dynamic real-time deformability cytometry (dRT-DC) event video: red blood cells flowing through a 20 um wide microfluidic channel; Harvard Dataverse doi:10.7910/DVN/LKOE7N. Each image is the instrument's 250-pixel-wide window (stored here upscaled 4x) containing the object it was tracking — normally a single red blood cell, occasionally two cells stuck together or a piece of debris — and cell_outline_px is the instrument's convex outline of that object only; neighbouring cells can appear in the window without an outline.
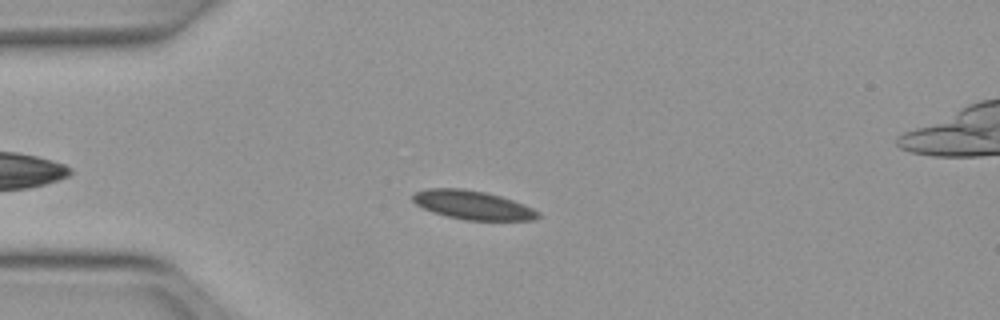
{"species": "Egyptian fruit bat (a non-hibernating species)", "species_latin": "Rousettus aegyptiacus", "temperature_condition": "warm", "stored_images_in_passage": 33, "camera_frame_rate_fps": 3000, "um_per_image_px": 0.085, "animal": {"sex": "female"}, "frame": {"image": 1, "passage_image": 2, "time_ms": 0.333, "image_size_px": [1000, 320], "cell_outline_px": [[540, 216], [536, 220], [468, 220], [448, 216], [432, 212], [416, 204], [412, 200], [412, 196], [416, 192], [428, 188], [460, 188], [484, 192], [500, 196], [524, 204], [540, 212]], "centroid_in_image_um": [40.19, 17.43], "position_along_channel_um": 44.8, "area_um2": 20.87}}
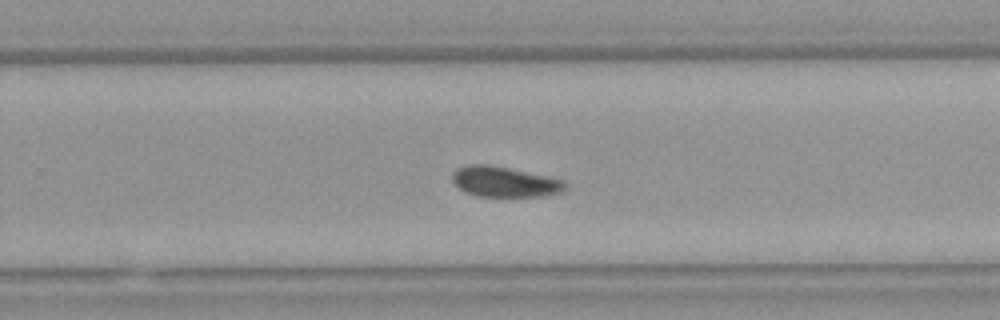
{"frame": {"image": 2, "passage_image": 22, "time_ms": 7.0, "image_size_px": [1000, 320], "cell_outline_px": [[564, 188], [560, 192], [544, 196], [476, 196], [464, 192], [452, 180], [452, 172], [456, 168], [468, 164], [488, 164], [508, 168], [564, 180]], "centroid_in_image_um": [42.81, 15.45], "position_along_channel_um": 287.0, "area_um2": 19.77}}
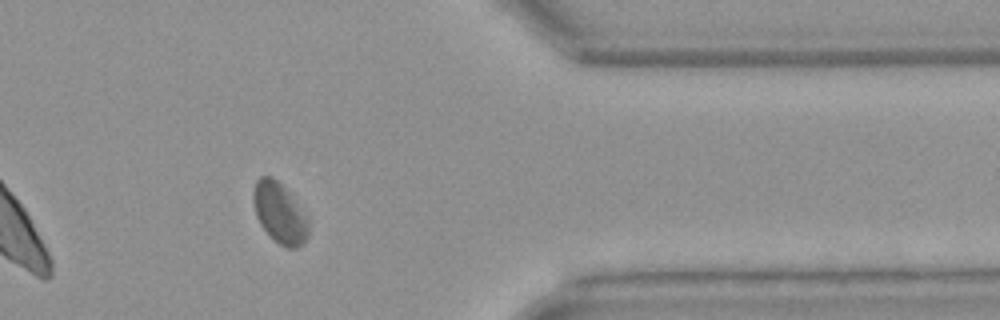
{"frame": {"image": 3, "passage_image": 31, "time_ms": 10.0, "image_size_px": [1000, 320], "cell_outline_px": [[308, 236], [304, 244], [296, 248], [288, 248], [280, 244], [260, 224], [256, 216], [252, 200], [252, 192], [256, 180], [260, 176], [272, 176], [292, 196], [308, 216]], "centroid_in_image_um": [23.77, 18.09], "position_along_channel_um": 387.6, "area_um2": 19.42}, "authors_computed_cell_mechanics": {"area_um2": 20.6924, "velocity_mm_per_s": 3.9485, "shape_relaxation_time_tau1_ms": null, "shape_relaxation_time_tau2_ms": 2.2036, "deformation_change_tau1": null, "deformation_change_tau2": 0.0448}}